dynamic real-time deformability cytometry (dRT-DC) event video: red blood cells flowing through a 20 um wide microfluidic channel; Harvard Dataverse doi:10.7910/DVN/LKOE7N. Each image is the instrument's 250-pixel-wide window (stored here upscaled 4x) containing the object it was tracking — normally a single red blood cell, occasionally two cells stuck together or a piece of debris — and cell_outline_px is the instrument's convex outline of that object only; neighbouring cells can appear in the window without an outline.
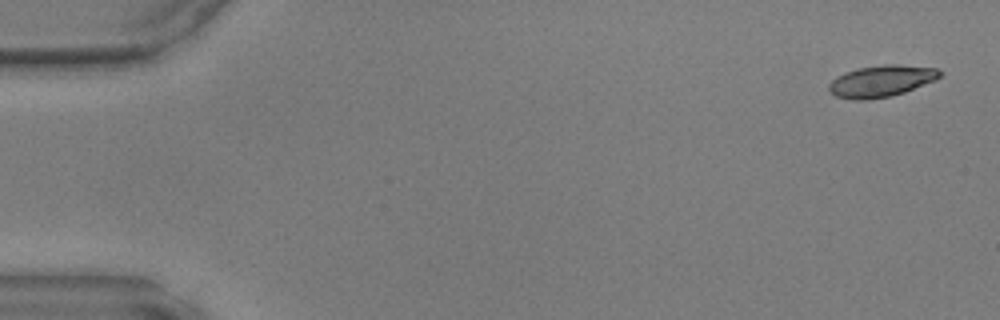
{"species": "common noctule bat (a hibernating species)", "species_latin": "Nyctalus noctula", "temperature_condition": "warm", "stored_images_in_passage": 47, "camera_frame_rate_fps": 3000, "um_per_image_px": 0.085, "animal": {"sex": "male", "body_mass_g": 17.9, "forearm_length_mm": 54.2}, "frame": {"image": 1, "passage_image": 1, "time_ms": 0.0, "image_size_px": [1000, 320], "cell_outline_px": [[940, 76], [936, 80], [904, 92], [892, 96], [868, 100], [852, 100], [836, 96], [828, 88], [828, 84], [836, 76], [844, 72], [856, 68], [884, 64], [896, 64], [936, 68], [940, 72]], "centroid_in_image_um": [74.88, 6.89], "position_along_channel_um": 10.1, "area_um2": 20.52}}
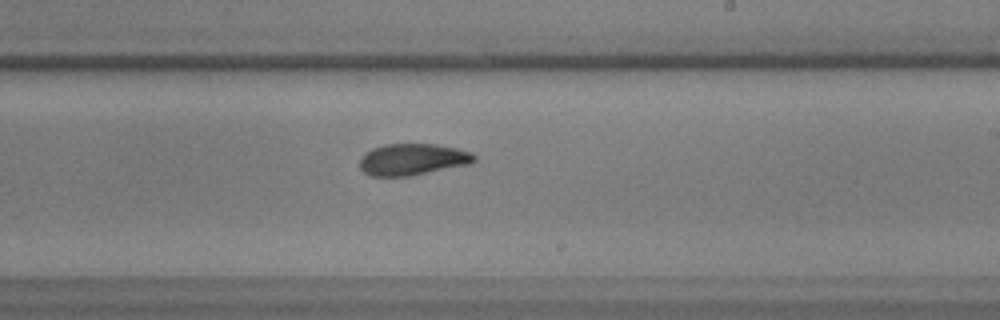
{"frame": {"image": 2, "passage_image": 28, "time_ms": 9.0, "image_size_px": [1000, 320], "cell_outline_px": [[476, 160], [472, 164], [408, 176], [372, 176], [364, 172], [360, 168], [360, 160], [364, 152], [372, 148], [384, 144], [432, 144], [456, 148], [468, 152], [476, 156]], "centroid_in_image_um": [35.05, 13.55], "position_along_channel_um": 253.9, "area_um2": 21.04}}
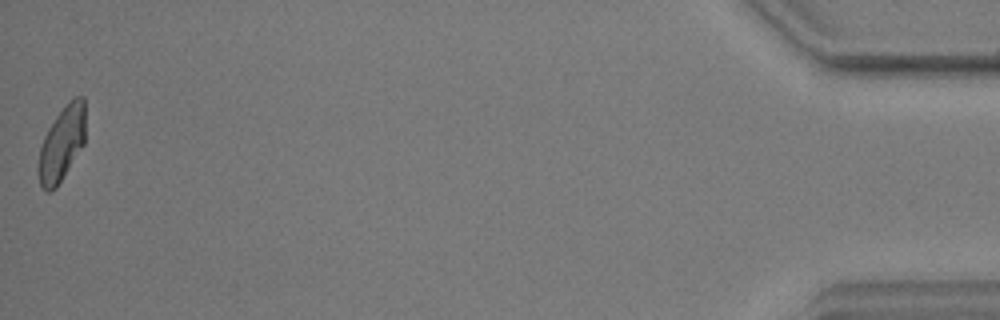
{"frame": {"image": 3, "passage_image": 47, "time_ms": 15.333, "image_size_px": [1000, 320], "cell_outline_px": [[84, 144], [56, 188], [48, 192], [40, 184], [36, 172], [36, 168], [40, 148], [44, 136], [48, 128], [56, 116], [68, 100], [72, 96], [84, 96]], "centroid_in_image_um": [5.22, 12.21], "position_along_channel_um": 430.0, "area_um2": 20.52}}